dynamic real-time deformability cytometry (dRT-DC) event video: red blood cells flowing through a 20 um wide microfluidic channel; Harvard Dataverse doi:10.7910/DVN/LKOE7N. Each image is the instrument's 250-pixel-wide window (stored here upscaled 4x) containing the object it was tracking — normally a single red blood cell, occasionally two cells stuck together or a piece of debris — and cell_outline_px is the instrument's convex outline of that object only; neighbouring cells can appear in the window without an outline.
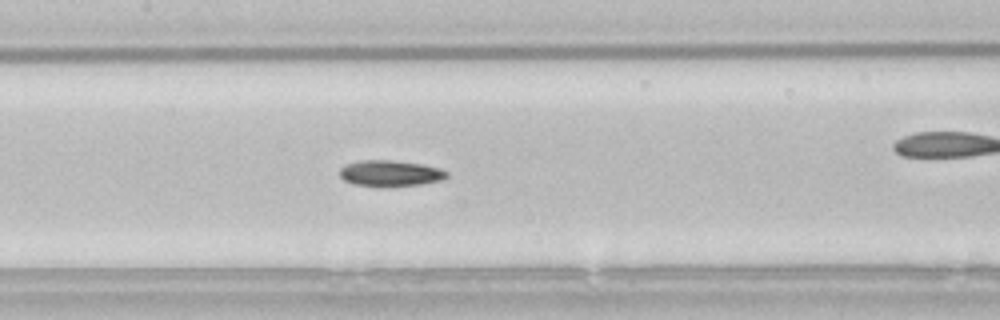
{"species": "common noctule bat (a hibernating species)", "species_latin": "Nyctalus noctula", "temperature_condition": "room temperature", "stored_images_in_passage": 52, "camera_frame_rate_fps": 3000, "um_per_image_px": 0.085, "animal": {"sex": "male", "body_mass_g": 21.5, "forearm_length_mm": 52.0}, "frame": {"image": 1, "passage_image": 23, "time_ms": 7.333, "image_size_px": [1000, 320], "cell_outline_px": [[448, 176], [440, 180], [424, 184], [380, 188], [376, 188], [352, 184], [344, 180], [340, 176], [340, 168], [348, 164], [360, 160], [392, 160], [424, 164], [440, 168], [448, 172]], "centroid_in_image_um": [33.17, 14.75], "position_along_channel_um": 174.2, "area_um2": 16.7}, "authors_computed_cell_mechanics": {"area_um2": 16.0684, "velocity_mm_per_s": 3.8268, "shape_relaxation_time_tau1_ms": 5.9716, "shape_relaxation_time_tau2_ms": null, "deformation_change_tau1": 0.1117, "deformation_change_tau2": null}}